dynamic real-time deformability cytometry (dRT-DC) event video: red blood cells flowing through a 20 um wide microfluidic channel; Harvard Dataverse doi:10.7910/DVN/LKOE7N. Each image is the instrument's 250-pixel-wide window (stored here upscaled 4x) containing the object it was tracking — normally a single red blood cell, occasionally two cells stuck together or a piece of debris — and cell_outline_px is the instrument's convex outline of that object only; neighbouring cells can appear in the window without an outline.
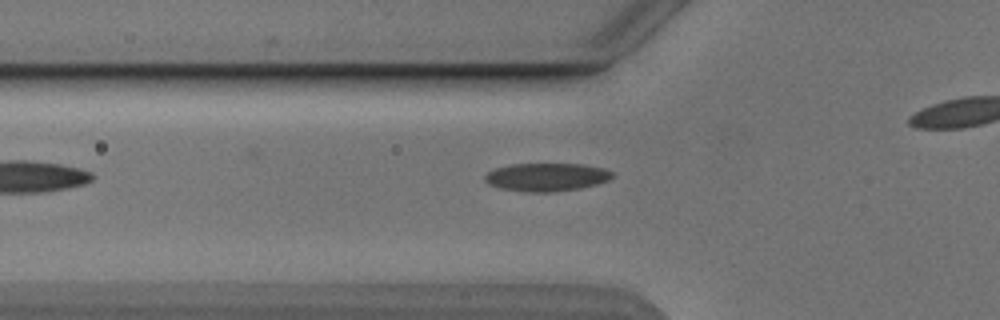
{"species": "Egyptian fruit bat (a non-hibernating species)", "species_latin": "Rousettus aegyptiacus", "temperature_condition": "cold", "stored_images_in_passage": 27, "camera_frame_rate_fps": 3000, "um_per_image_px": 0.085, "animal": {"sex": "male"}, "frame": {"image": 1, "passage_image": 2, "time_ms": 0.333, "image_size_px": [1000, 320], "cell_outline_px": [[612, 176], [608, 180], [596, 184], [580, 188], [552, 192], [528, 192], [500, 188], [488, 184], [484, 180], [484, 176], [488, 172], [496, 168], [512, 164], [584, 164], [604, 168], [612, 172]], "centroid_in_image_um": [46.44, 15.05], "position_along_channel_um": 79.4, "area_um2": 20.81}}
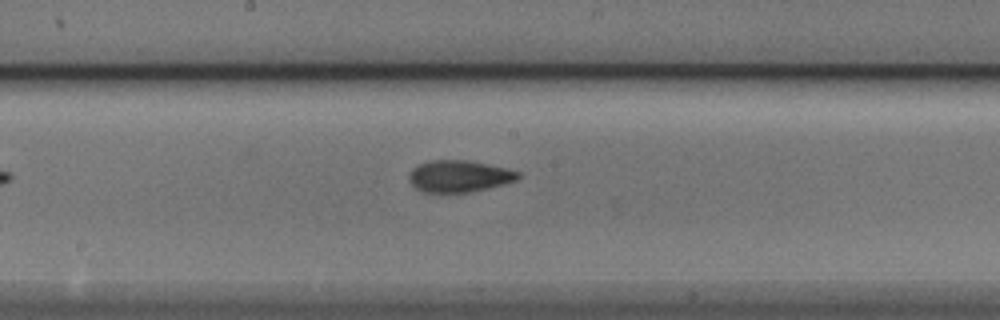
{"frame": {"image": 2, "passage_image": 12, "time_ms": 3.667, "image_size_px": [1000, 320], "cell_outline_px": [[520, 176], [516, 180], [472, 192], [424, 192], [416, 188], [412, 184], [408, 176], [412, 168], [428, 160], [468, 160], [504, 168], [520, 172]], "centroid_in_image_um": [38.99, 14.97], "position_along_channel_um": 209.2, "area_um2": 19.94}}
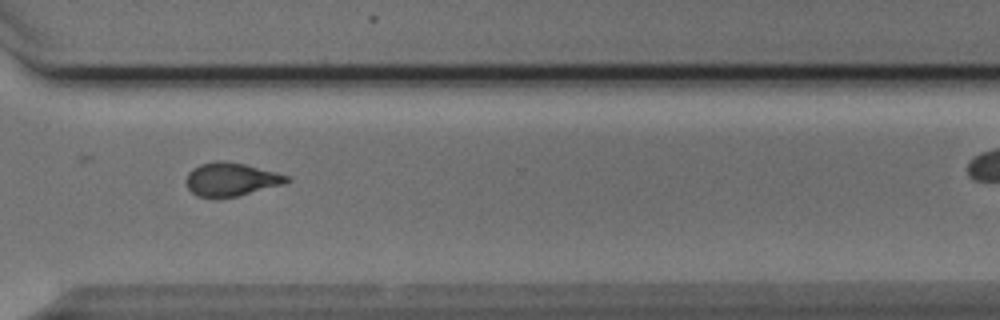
{"frame": {"image": 3, "passage_image": 23, "time_ms": 7.333, "image_size_px": [1000, 320], "cell_outline_px": [[292, 180], [284, 184], [236, 196], [196, 196], [188, 188], [184, 180], [188, 172], [192, 168], [200, 164], [216, 160], [224, 160], [244, 164], [276, 172], [288, 176]], "centroid_in_image_um": [19.62, 15.22], "position_along_channel_um": 351.0, "area_um2": 19.42}}